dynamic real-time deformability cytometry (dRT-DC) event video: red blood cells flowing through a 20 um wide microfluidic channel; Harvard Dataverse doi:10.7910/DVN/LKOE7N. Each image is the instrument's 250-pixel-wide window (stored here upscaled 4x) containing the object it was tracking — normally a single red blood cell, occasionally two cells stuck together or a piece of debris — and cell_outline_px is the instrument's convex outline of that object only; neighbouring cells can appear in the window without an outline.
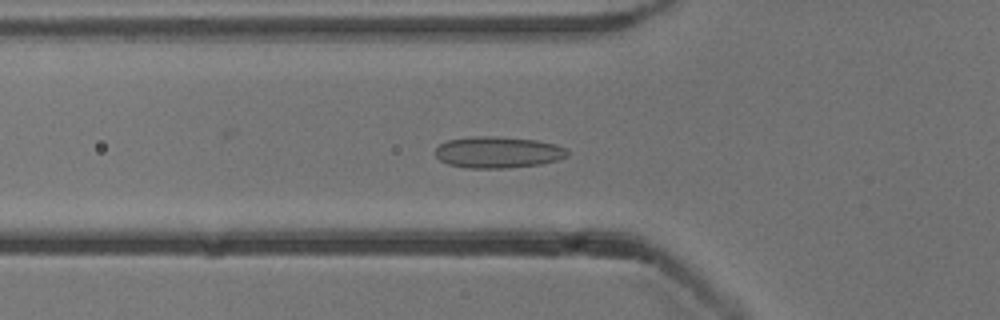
{"species": "common noctule bat (a hibernating species)", "species_latin": "Nyctalus noctula", "temperature_condition": "cold", "stored_images_in_passage": 54, "camera_frame_rate_fps": 3000, "um_per_image_px": 0.085, "animal": {"sex": "male", "body_mass_g": 13.3}, "frame": {"image": 1, "passage_image": 18, "time_ms": 5.667, "image_size_px": [1000, 320], "cell_outline_px": [[568, 156], [556, 160], [540, 164], [504, 168], [464, 168], [448, 164], [440, 160], [436, 156], [436, 148], [440, 144], [448, 140], [472, 136], [496, 136], [536, 140], [556, 144], [564, 148], [568, 152]], "centroid_in_image_um": [42.3, 12.94], "position_along_channel_um": 83.5, "area_um2": 24.16}}
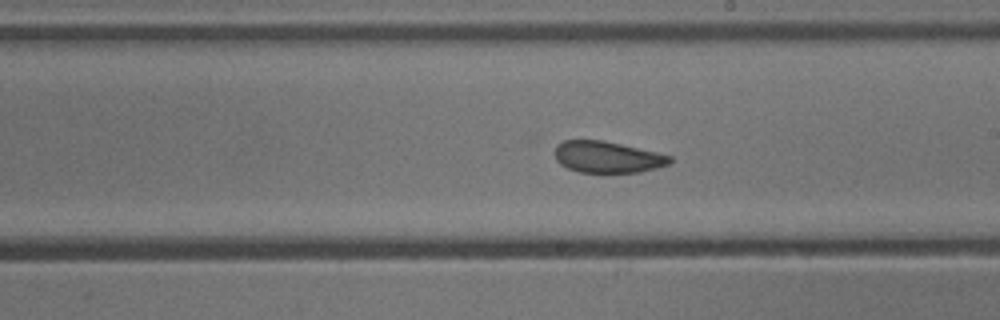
{"frame": {"image": 2, "passage_image": 30, "time_ms": 9.667, "image_size_px": [1000, 320], "cell_outline_px": [[672, 164], [640, 172], [580, 172], [568, 168], [560, 164], [556, 160], [556, 144], [564, 140], [604, 140], [656, 152], [672, 156]], "centroid_in_image_um": [51.65, 13.34], "position_along_channel_um": 237.3, "area_um2": 21.1}}
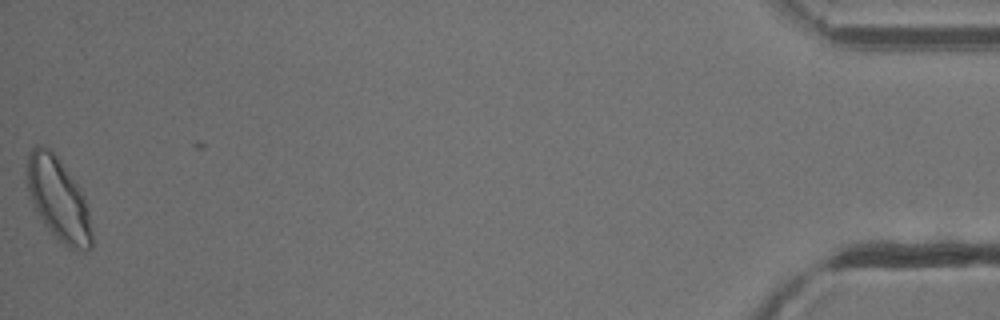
{"frame": {"image": 3, "passage_image": 53, "time_ms": 17.333, "image_size_px": [1000, 320], "cell_outline_px": [[92, 248], [84, 252], [68, 248], [44, 224], [36, 212], [32, 204], [28, 188], [28, 156], [32, 148], [36, 144], [48, 148], [60, 160], [80, 188], [88, 204], [92, 228]], "centroid_in_image_um": [5.0, 16.98], "position_along_channel_um": 430.2, "area_um2": 31.21}, "authors_computed_cell_mechanics": {"area_um2": 23.5246, "velocity_mm_per_s": 3.8292, "shape_relaxation_time_tau1_ms": null, "shape_relaxation_time_tau2_ms": 1.3577, "deformation_change_tau1": null, "deformation_change_tau2": 0.0524}}